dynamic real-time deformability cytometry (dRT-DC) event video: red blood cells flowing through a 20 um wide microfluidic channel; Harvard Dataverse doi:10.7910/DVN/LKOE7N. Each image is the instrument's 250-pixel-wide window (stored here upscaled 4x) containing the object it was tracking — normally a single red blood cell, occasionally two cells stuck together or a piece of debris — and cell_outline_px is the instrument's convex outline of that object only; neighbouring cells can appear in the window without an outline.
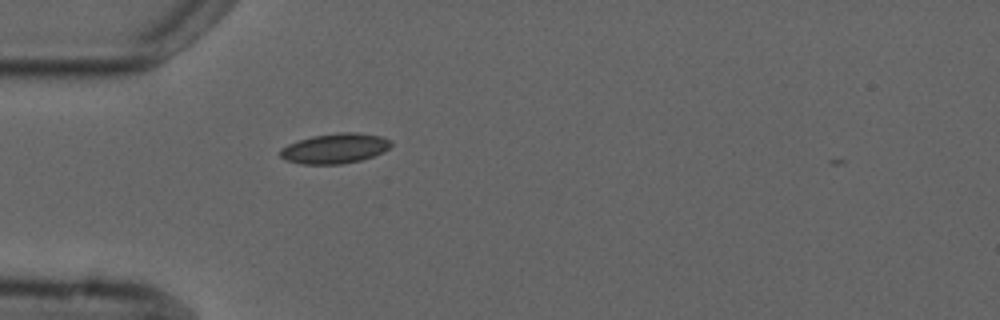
{"species": "common noctule bat (a hibernating species)", "species_latin": "Nyctalus noctula", "temperature_condition": "cold", "stored_images_in_passage": 1, "camera_frame_rate_fps": 3000, "um_per_image_px": 0.085, "animal": {"sex": "male", "forearm_length_mm": 52.5}, "frame": {"image": 1, "passage_image": 1, "time_ms": 0.0, "image_size_px": [1000, 320], "cell_outline_px": [[392, 144], [384, 152], [360, 160], [340, 164], [304, 164], [284, 160], [280, 156], [280, 148], [288, 144], [312, 136], [340, 132], [356, 132], [380, 136], [392, 140]], "centroid_in_image_um": [28.47, 12.61], "position_along_channel_um": 56.5, "area_um2": 19.36}}